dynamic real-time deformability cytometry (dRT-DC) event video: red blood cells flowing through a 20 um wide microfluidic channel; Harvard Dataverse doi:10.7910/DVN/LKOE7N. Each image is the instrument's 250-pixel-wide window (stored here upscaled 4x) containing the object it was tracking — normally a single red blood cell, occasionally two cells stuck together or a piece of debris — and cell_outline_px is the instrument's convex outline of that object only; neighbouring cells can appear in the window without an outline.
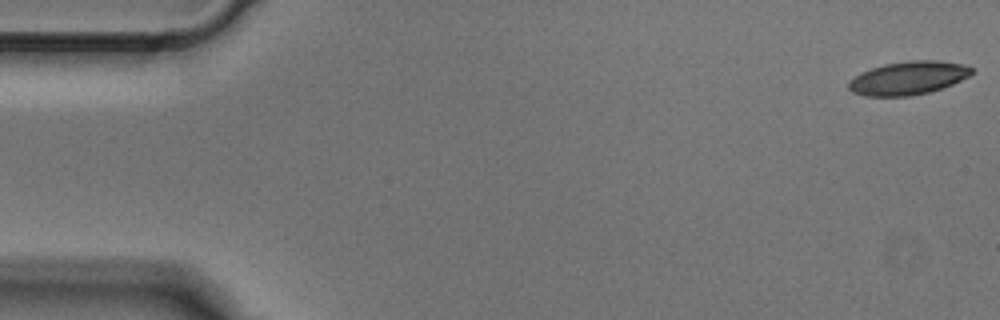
{"species": "Egyptian fruit bat (a non-hibernating species)", "species_latin": "Rousettus aegyptiacus", "temperature_condition": "cold", "stored_images_in_passage": 5, "camera_frame_rate_fps": 3000, "um_per_image_px": 0.085, "animal": {"sex": "male"}, "frame": {"image": 1, "passage_image": 1, "time_ms": 0.0, "image_size_px": [1000, 320], "cell_outline_px": [[972, 72], [968, 76], [952, 84], [928, 92], [908, 96], [864, 96], [852, 92], [848, 88], [848, 80], [860, 72], [884, 64], [908, 60], [936, 60], [964, 64], [972, 68]], "centroid_in_image_um": [77.14, 6.62], "position_along_channel_um": 7.9, "area_um2": 23.87}}
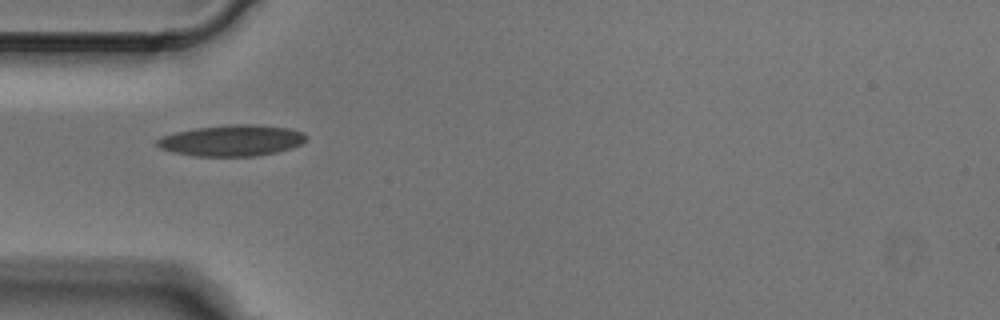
{"frame": {"image": 2, "passage_image": 4, "time_ms": 1.0, "image_size_px": [1000, 320], "cell_outline_px": [[304, 140], [300, 144], [292, 148], [276, 152], [256, 156], [196, 156], [172, 152], [160, 148], [156, 144], [156, 140], [164, 136], [176, 132], [196, 128], [228, 124], [252, 124], [288, 128], [304, 132]], "centroid_in_image_um": [19.69, 11.94], "position_along_channel_um": 65.3, "area_um2": 26.88}}
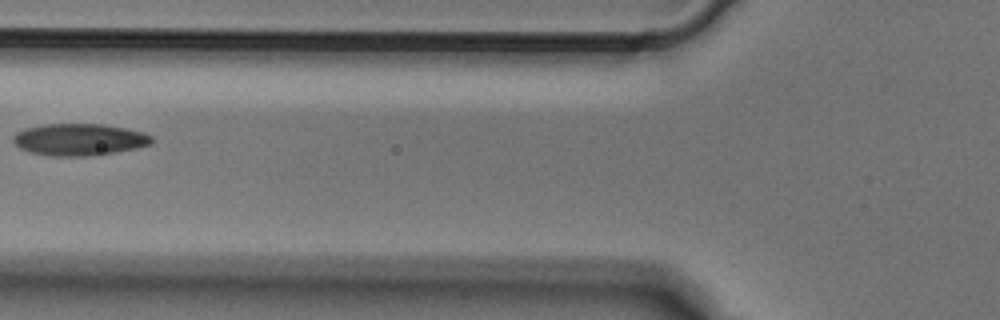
{"frame": {"image": 3, "passage_image": 5, "time_ms": 1.333, "image_size_px": [1000, 320], "cell_outline_px": [[152, 144], [136, 148], [116, 152], [88, 156], [48, 156], [28, 152], [20, 148], [12, 140], [12, 136], [16, 132], [24, 128], [44, 124], [104, 124], [144, 132], [152, 136]], "centroid_in_image_um": [6.71, 11.86], "position_along_channel_um": 119.1, "area_um2": 25.95}}